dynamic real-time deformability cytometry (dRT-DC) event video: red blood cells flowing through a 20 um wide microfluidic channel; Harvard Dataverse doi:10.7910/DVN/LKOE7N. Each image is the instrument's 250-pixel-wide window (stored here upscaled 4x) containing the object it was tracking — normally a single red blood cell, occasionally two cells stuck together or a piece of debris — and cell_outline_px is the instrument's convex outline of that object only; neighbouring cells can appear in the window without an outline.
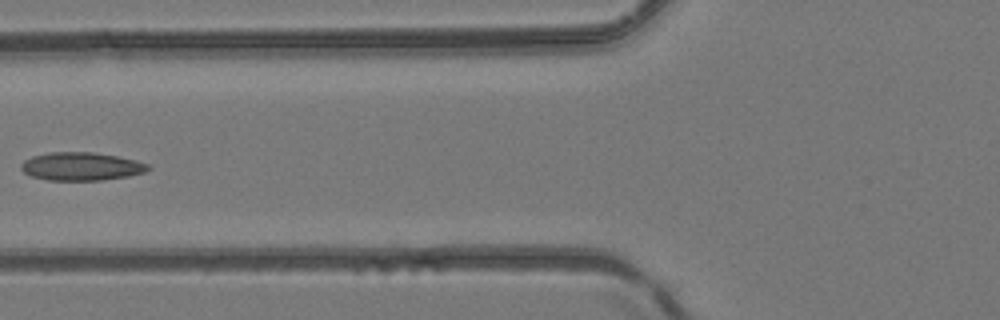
{"species": "common noctule bat (a hibernating species)", "species_latin": "Nyctalus noctula", "temperature_condition": "room temperature", "stored_images_in_passage": 5, "camera_frame_rate_fps": 3000, "um_per_image_px": 0.085, "animal": {"sex": "female", "body_mass_g": 24.6, "forearm_length_mm": 56.2}, "frame": {"image": 1, "passage_image": 5, "time_ms": 1.333, "image_size_px": [1000, 320], "cell_outline_px": [[152, 168], [144, 172], [128, 176], [100, 180], [48, 180], [32, 176], [24, 172], [20, 168], [20, 164], [24, 160], [32, 156], [48, 152], [92, 152], [116, 156], [136, 160], [148, 164]], "centroid_in_image_um": [6.89, 14.14], "position_along_channel_um": 118.9, "area_um2": 20.81}}